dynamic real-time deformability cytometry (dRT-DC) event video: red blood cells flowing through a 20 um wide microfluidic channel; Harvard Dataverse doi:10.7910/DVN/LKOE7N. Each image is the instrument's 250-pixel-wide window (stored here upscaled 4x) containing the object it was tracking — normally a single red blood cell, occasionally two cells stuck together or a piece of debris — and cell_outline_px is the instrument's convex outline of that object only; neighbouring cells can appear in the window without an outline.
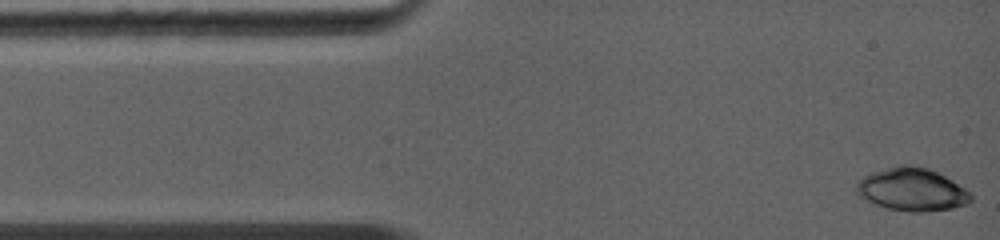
{"species": "common noctule bat (a hibernating species)", "species_latin": "Nyctalus noctula", "temperature_condition": "warm", "stored_images_in_passage": 24, "camera_frame_rate_fps": 5000, "um_per_image_px": 0.085, "animal": {"sex": "female", "body_mass_g": 19.0, "forearm_length_mm": 56.7}, "frame": {"image": 1, "passage_image": 1, "time_ms": 0.0, "image_size_px": [1000, 240], "cell_outline_px": [[972, 200], [964, 204], [952, 208], [924, 212], [908, 212], [884, 208], [860, 196], [856, 192], [856, 184], [864, 176], [872, 172], [900, 164], [904, 164], [928, 168], [952, 180], [964, 188], [972, 196]], "centroid_in_image_um": [77.5, 16.11], "position_along_channel_um": 7.5, "area_um2": 28.38}}
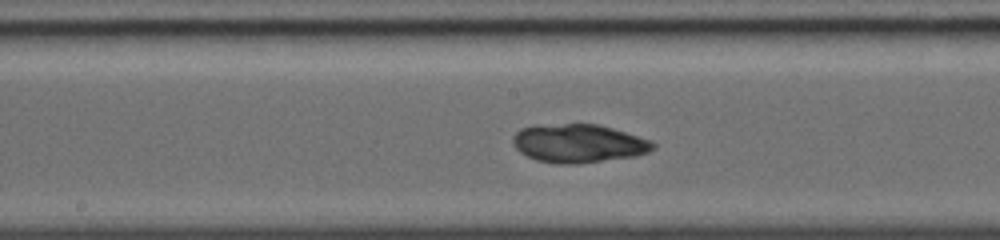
{"frame": {"image": 2, "passage_image": 14, "time_ms": 6.0, "image_size_px": [1000, 240], "cell_outline_px": [[656, 148], [648, 152], [636, 156], [580, 164], [560, 164], [536, 160], [520, 152], [516, 148], [512, 140], [512, 136], [520, 128], [532, 124], [600, 124], [652, 140], [656, 144]], "centroid_in_image_um": [49.18, 12.18], "position_along_channel_um": 199.0, "area_um2": 31.91}}
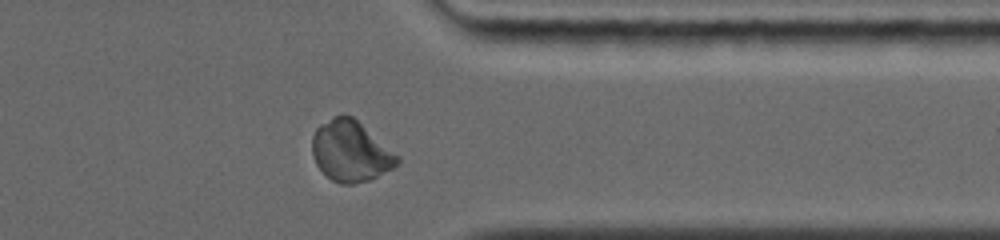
{"frame": {"image": 3, "passage_image": 23, "time_ms": 10.2, "image_size_px": [1000, 240], "cell_outline_px": [[400, 160], [392, 168], [368, 180], [352, 184], [340, 184], [332, 180], [316, 164], [312, 156], [312, 136], [316, 128], [320, 124], [332, 116], [340, 112], [344, 112], [352, 116], [400, 156]], "centroid_in_image_um": [29.77, 12.81], "position_along_channel_um": 381.6, "area_um2": 30.23}}